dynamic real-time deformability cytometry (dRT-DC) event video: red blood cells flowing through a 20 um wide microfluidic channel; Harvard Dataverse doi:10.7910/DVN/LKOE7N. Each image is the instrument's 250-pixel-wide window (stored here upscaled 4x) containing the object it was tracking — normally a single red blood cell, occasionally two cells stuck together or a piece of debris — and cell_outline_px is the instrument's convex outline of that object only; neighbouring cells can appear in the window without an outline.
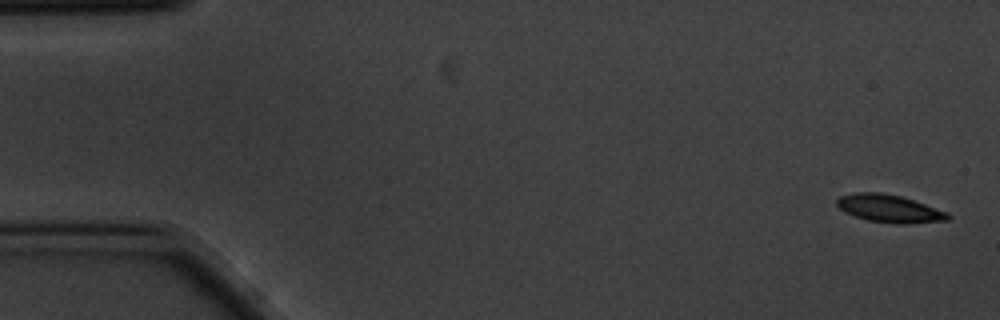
{"species": "common noctule bat (a hibernating species)", "species_latin": "Nyctalus noctula", "temperature_condition": "cold", "stored_images_in_passage": 5, "camera_frame_rate_fps": 3000, "um_per_image_px": 0.085, "animal": {"sex": "male", "body_mass_g": 20.1, "forearm_length_mm": 53.5}, "frame": {"image": 1, "passage_image": 1, "time_ms": 0.0, "image_size_px": [1000, 320], "cell_outline_px": [[952, 216], [948, 220], [904, 224], [896, 224], [868, 220], [844, 212], [836, 204], [836, 200], [840, 196], [856, 192], [880, 192], [900, 196], [948, 212]], "centroid_in_image_um": [75.59, 17.73], "position_along_channel_um": 9.4, "area_um2": 17.8}}
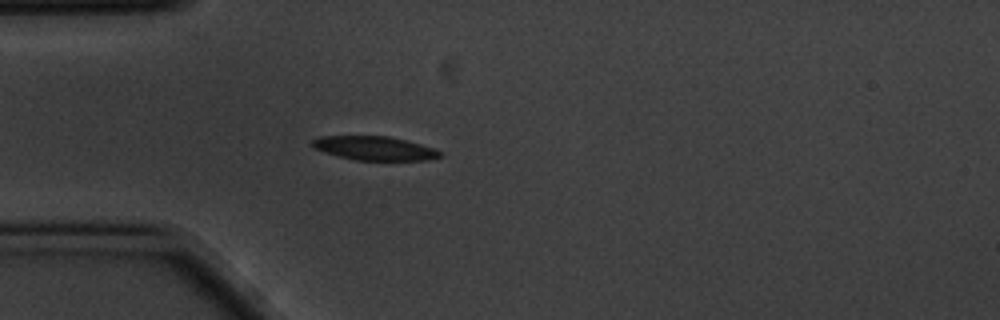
{"frame": {"image": 2, "passage_image": 5, "time_ms": 1.333, "image_size_px": [1000, 320], "cell_outline_px": [[444, 156], [428, 160], [356, 160], [324, 152], [312, 148], [308, 144], [312, 140], [320, 136], [388, 136], [420, 144], [444, 152]], "centroid_in_image_um": [31.82, 12.6], "position_along_channel_um": 53.2, "area_um2": 17.86}}